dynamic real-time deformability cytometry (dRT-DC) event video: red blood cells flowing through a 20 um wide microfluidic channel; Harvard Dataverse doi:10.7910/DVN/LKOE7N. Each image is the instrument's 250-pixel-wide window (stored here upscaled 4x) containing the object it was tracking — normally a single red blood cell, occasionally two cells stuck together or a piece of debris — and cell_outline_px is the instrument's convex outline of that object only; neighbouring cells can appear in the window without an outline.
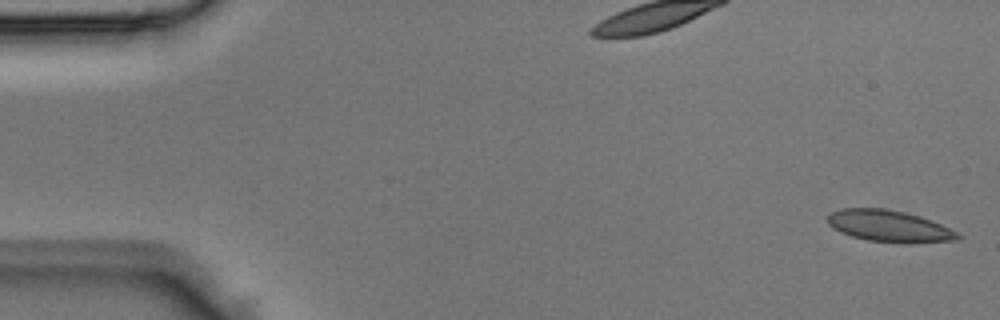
{"species": "Egyptian fruit bat (a non-hibernating species)", "species_latin": "Rousettus aegyptiacus", "temperature_condition": "room temperature", "stored_images_in_passage": 42, "camera_frame_rate_fps": 3000, "um_per_image_px": 0.085, "animal": {"sex": "male"}, "frame": {"image": 1, "passage_image": 1, "time_ms": 0.0, "image_size_px": [1000, 320], "cell_outline_px": [[960, 240], [868, 240], [852, 236], [840, 232], [832, 228], [828, 224], [828, 216], [832, 212], [840, 208], [884, 208], [904, 212], [920, 216], [940, 224], [956, 232], [960, 236]], "centroid_in_image_um": [75.46, 19.15], "position_along_channel_um": 9.5, "area_um2": 22.72}}
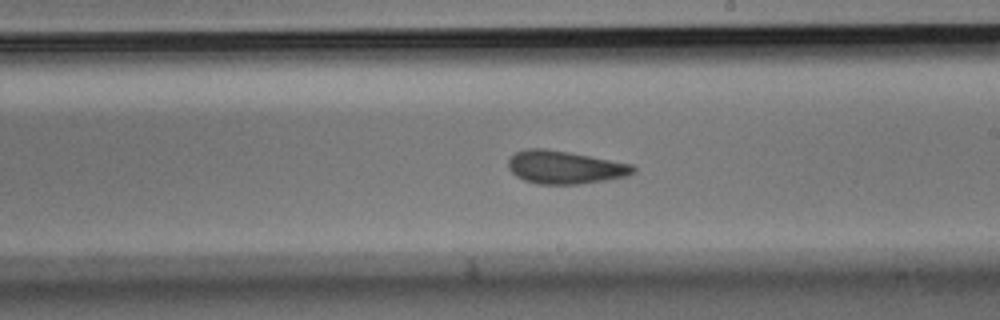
{"frame": {"image": 2, "passage_image": 24, "time_ms": 7.667, "image_size_px": [1000, 320], "cell_outline_px": [[636, 172], [628, 176], [580, 184], [536, 184], [524, 180], [516, 176], [508, 168], [508, 160], [516, 152], [528, 148], [544, 148], [568, 152], [632, 164], [636, 168]], "centroid_in_image_um": [48.01, 14.22], "position_along_channel_um": 241.0, "area_um2": 23.99}}
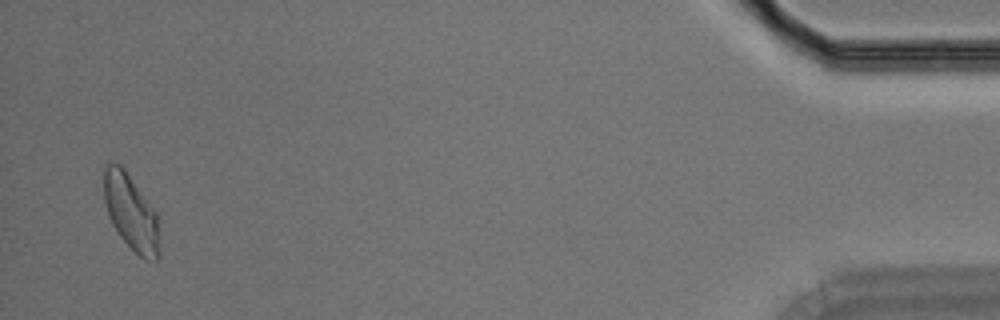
{"frame": {"image": 3, "passage_image": 41, "time_ms": 13.333, "image_size_px": [1000, 320], "cell_outline_px": [[160, 256], [156, 264], [144, 260], [120, 236], [112, 224], [108, 216], [104, 200], [104, 168], [108, 160], [120, 164], [124, 168], [156, 212], [160, 248]], "centroid_in_image_um": [11.14, 18.08], "position_along_channel_um": 424.1, "area_um2": 24.74}}